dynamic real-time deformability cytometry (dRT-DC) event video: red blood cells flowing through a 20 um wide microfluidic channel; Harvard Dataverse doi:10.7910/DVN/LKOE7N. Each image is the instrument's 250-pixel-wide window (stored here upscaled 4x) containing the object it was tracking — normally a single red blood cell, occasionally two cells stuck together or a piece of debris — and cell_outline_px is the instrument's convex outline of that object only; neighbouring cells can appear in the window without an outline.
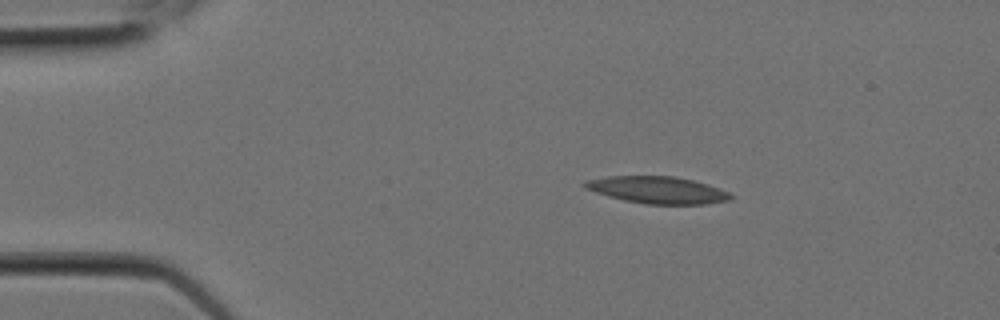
{"species": "Egyptian fruit bat (a non-hibernating species)", "species_latin": "Rousettus aegyptiacus", "temperature_condition": "room temperature", "stored_images_in_passage": 4, "camera_frame_rate_fps": 3000, "um_per_image_px": 0.085, "animal": {"sex": "female"}, "frame": {"image": 1, "passage_image": 2, "time_ms": 0.333, "image_size_px": [1000, 320], "cell_outline_px": [[736, 196], [732, 200], [704, 204], [644, 204], [624, 200], [608, 196], [584, 188], [580, 184], [584, 180], [608, 176], [676, 176], [708, 184], [720, 188]], "centroid_in_image_um": [55.89, 16.14], "position_along_channel_um": 29.1, "area_um2": 23.24}}